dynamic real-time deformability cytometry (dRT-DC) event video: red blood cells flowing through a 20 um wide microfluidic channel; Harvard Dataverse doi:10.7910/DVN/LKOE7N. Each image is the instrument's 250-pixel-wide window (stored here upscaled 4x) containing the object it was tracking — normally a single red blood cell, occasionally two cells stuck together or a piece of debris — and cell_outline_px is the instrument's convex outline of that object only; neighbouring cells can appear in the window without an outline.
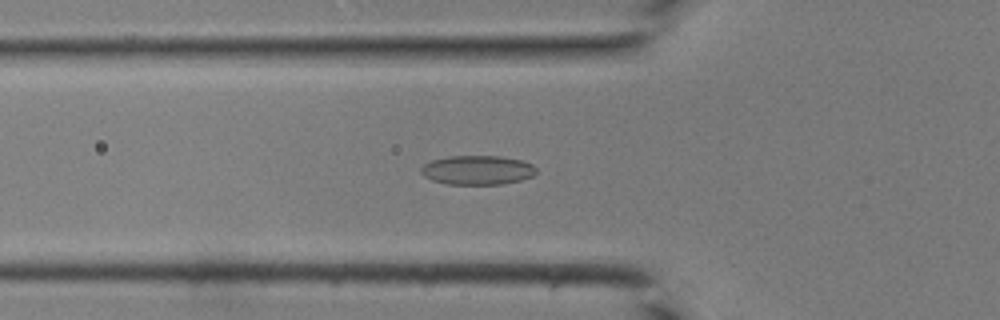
{"species": "common noctule bat (a hibernating species)", "species_latin": "Nyctalus noctula", "temperature_condition": "room temperature", "stored_images_in_passage": 43, "camera_frame_rate_fps": 3000, "um_per_image_px": 0.085, "animal": {"sex": "male", "body_mass_g": 19.0, "forearm_length_mm": 50.8}, "frame": {"image": 1, "passage_image": 16, "time_ms": 5.0, "image_size_px": [1000, 320], "cell_outline_px": [[536, 172], [532, 176], [520, 180], [500, 184], [448, 184], [432, 180], [424, 176], [420, 172], [420, 168], [424, 164], [432, 160], [448, 156], [500, 156], [520, 160], [532, 164], [536, 168]], "centroid_in_image_um": [40.55, 14.45], "position_along_channel_um": 85.2, "area_um2": 19.54}}
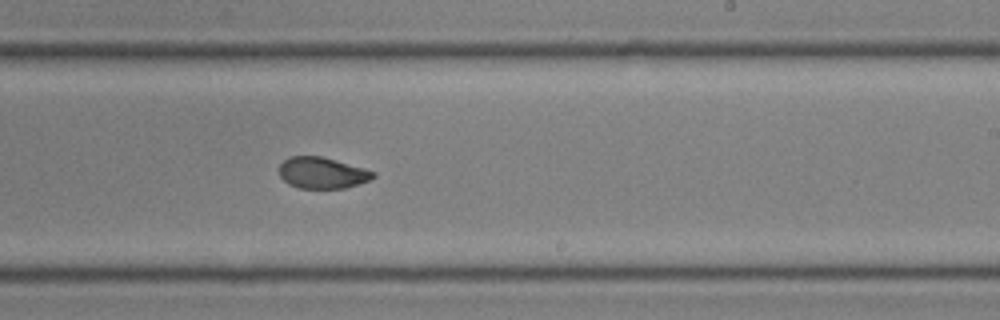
{"frame": {"image": 2, "passage_image": 27, "time_ms": 8.667, "image_size_px": [1000, 320], "cell_outline_px": [[376, 176], [368, 180], [344, 188], [300, 188], [288, 184], [280, 176], [280, 164], [288, 156], [320, 156], [336, 160], [364, 168], [376, 172]], "centroid_in_image_um": [27.37, 14.68], "position_along_channel_um": 261.6, "area_um2": 16.99}}
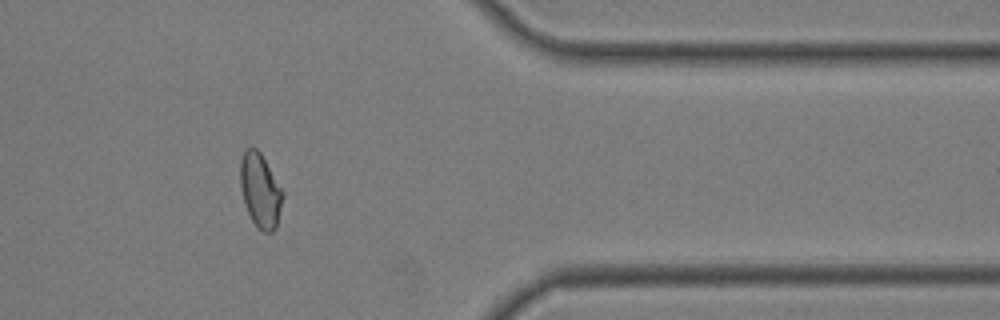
{"frame": {"image": 3, "passage_image": 36, "time_ms": 11.667, "image_size_px": [1000, 320], "cell_outline_px": [[284, 196], [276, 228], [272, 232], [264, 232], [256, 228], [248, 212], [240, 188], [240, 160], [244, 148], [256, 148], [260, 152], [284, 192]], "centroid_in_image_um": [22.12, 16.19], "position_along_channel_um": 389.3, "area_um2": 18.44}}